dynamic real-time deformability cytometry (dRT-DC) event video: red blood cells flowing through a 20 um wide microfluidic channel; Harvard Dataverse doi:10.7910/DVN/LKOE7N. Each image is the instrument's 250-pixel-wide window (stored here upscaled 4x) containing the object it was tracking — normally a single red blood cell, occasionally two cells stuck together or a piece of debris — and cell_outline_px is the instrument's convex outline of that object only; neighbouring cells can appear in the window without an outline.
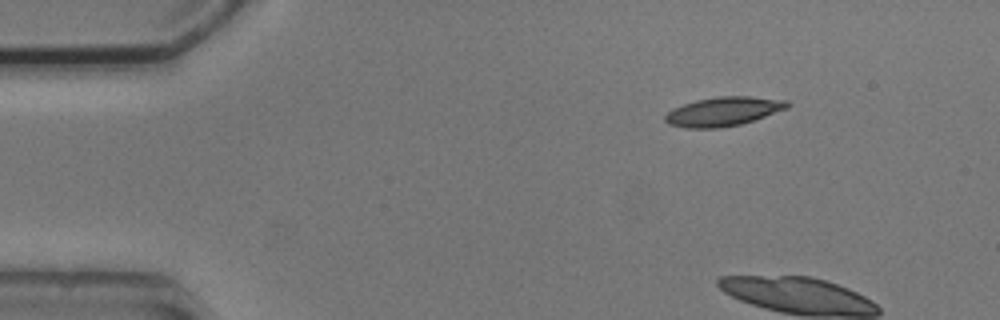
{"species": "common noctule bat (a hibernating species)", "species_latin": "Nyctalus noctula", "temperature_condition": "cold", "stored_images_in_passage": 2, "camera_frame_rate_fps": 3000, "um_per_image_px": 0.085, "animal": {"sex": "male", "body_mass_g": 20.5, "forearm_length_mm": 52.5}, "frame": {"image": 1, "passage_image": 2, "time_ms": 2.0, "image_size_px": [1000, 320], "cell_outline_px": [[792, 104], [788, 108], [740, 124], [720, 128], [684, 128], [668, 124], [664, 120], [664, 116], [668, 112], [684, 104], [696, 100], [720, 96], [748, 96], [788, 100]], "centroid_in_image_um": [61.49, 9.47], "position_along_channel_um": 23.5, "area_um2": 20.58}}